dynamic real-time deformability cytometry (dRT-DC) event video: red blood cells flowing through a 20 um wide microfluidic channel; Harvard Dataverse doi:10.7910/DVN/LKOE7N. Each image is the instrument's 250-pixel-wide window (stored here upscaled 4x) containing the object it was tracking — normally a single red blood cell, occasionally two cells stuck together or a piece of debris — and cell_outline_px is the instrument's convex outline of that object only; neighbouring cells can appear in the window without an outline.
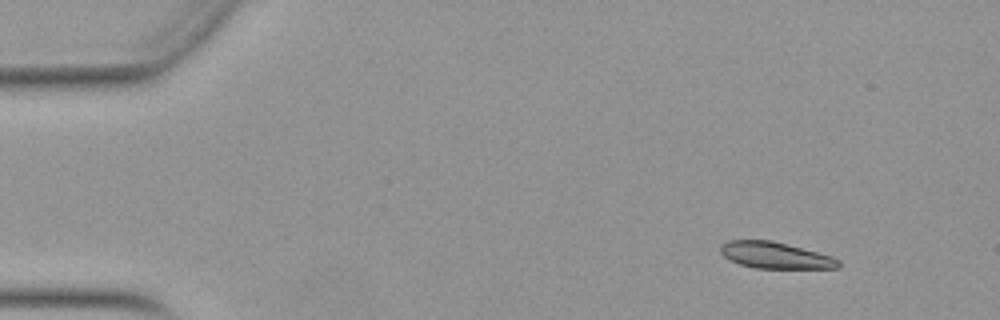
{"species": "Egyptian fruit bat (a non-hibernating species)", "species_latin": "Rousettus aegyptiacus", "temperature_condition": "warm", "stored_images_in_passage": 52, "camera_frame_rate_fps": 3000, "um_per_image_px": 0.085, "animal": {"sex": "female"}, "frame": {"image": 1, "passage_image": 6, "time_ms": 1.667, "image_size_px": [1000, 320], "cell_outline_px": [[840, 268], [756, 268], [740, 264], [724, 256], [720, 252], [720, 244], [728, 240], [772, 240], [832, 256], [840, 260]], "centroid_in_image_um": [65.9, 21.69], "position_along_channel_um": 19.1, "area_um2": 18.09}}
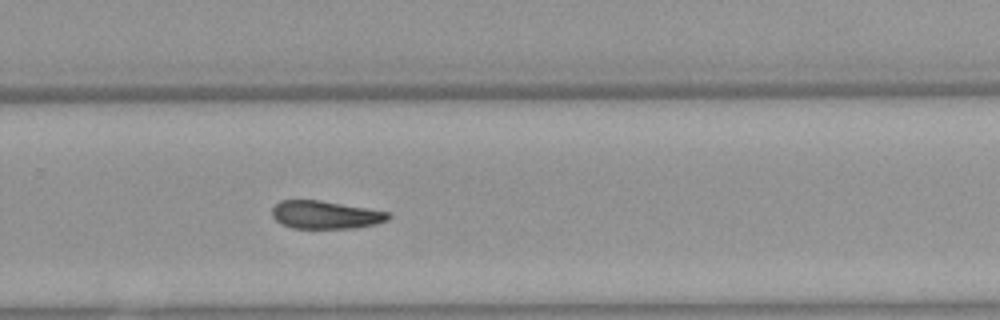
{"frame": {"image": 2, "passage_image": 35, "time_ms": 11.333, "image_size_px": [1000, 320], "cell_outline_px": [[392, 216], [388, 220], [376, 224], [352, 228], [292, 228], [280, 224], [272, 216], [272, 208], [280, 200], [320, 200], [368, 208], [388, 212]], "centroid_in_image_um": [27.65, 18.26], "position_along_channel_um": 302.1, "area_um2": 19.02}}
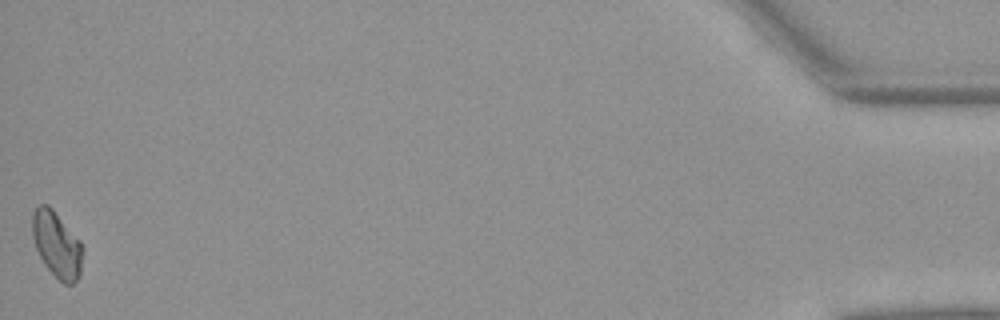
{"frame": {"image": 3, "passage_image": 52, "time_ms": 17.0, "image_size_px": [1000, 320], "cell_outline_px": [[84, 252], [80, 276], [72, 284], [64, 284], [44, 264], [36, 248], [32, 236], [32, 212], [40, 204], [48, 204], [52, 208], [80, 240], [84, 248]], "centroid_in_image_um": [4.85, 20.78], "position_along_channel_um": 430.4, "area_um2": 19.48}, "authors_computed_cell_mechanics": {"area_um2": 19.4208, "velocity_mm_per_s": 3.9579, "shape_relaxation_time_tau1_ms": 5.3487, "shape_relaxation_time_tau2_ms": 6.3444, "deformation_change_tau1": 0.1347, "deformation_change_tau2": 0.1354}}